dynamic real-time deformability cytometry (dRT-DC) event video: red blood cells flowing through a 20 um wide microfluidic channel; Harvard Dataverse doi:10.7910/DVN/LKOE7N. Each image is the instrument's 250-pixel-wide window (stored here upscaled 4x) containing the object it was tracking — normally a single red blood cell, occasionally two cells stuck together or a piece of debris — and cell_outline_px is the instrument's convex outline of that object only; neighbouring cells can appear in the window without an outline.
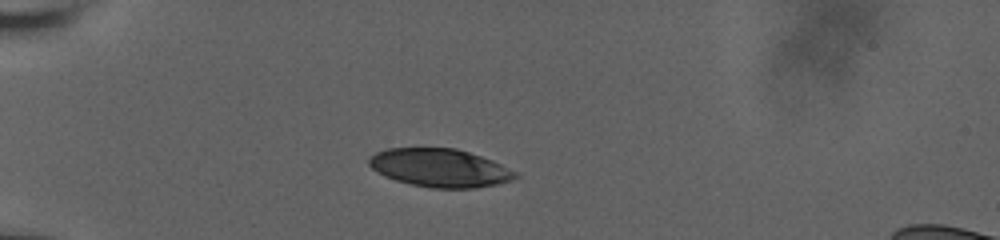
{"species": "human", "species_latin": "Homo sapiens", "temperature_condition": "room temperature", "stored_images_in_passage": 12, "camera_frame_rate_fps": 3000, "um_per_image_px": 0.085, "donor": {"sex": "male"}, "frame": {"image": 1, "passage_image": 2, "time_ms": 1.0, "image_size_px": [1000, 240], "cell_outline_px": [[520, 176], [512, 180], [496, 184], [476, 188], [432, 188], [412, 184], [396, 180], [384, 176], [376, 172], [368, 164], [368, 160], [376, 152], [388, 148], [456, 148], [492, 160], [516, 172]], "centroid_in_image_um": [37.38, 14.27], "position_along_channel_um": 47.6, "area_um2": 32.48}}
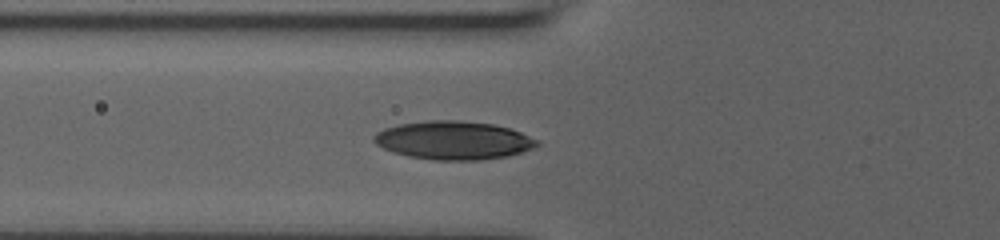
{"frame": {"image": 2, "passage_image": 8, "time_ms": 3.0, "image_size_px": [1000, 240], "cell_outline_px": [[540, 144], [536, 148], [508, 156], [480, 160], [432, 160], [408, 156], [392, 152], [376, 144], [372, 140], [372, 136], [376, 132], [384, 128], [400, 124], [428, 120], [456, 120], [492, 124], [508, 128], [520, 132], [540, 140]], "centroid_in_image_um": [38.55, 11.93], "position_along_channel_um": 87.2, "area_um2": 36.7}}
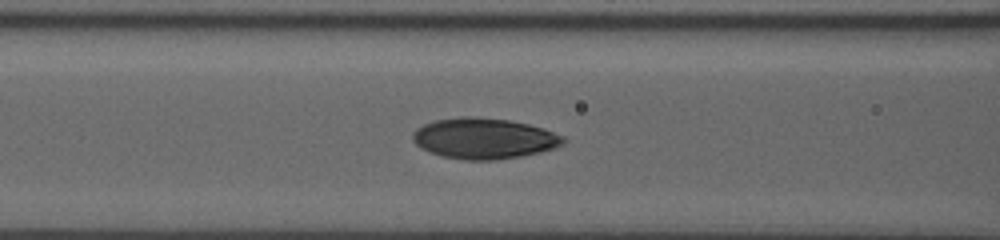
{"frame": {"image": 3, "passage_image": 11, "time_ms": 4.0, "image_size_px": [1000, 240], "cell_outline_px": [[568, 140], [564, 144], [540, 152], [520, 156], [496, 160], [464, 160], [440, 156], [428, 152], [420, 148], [412, 140], [412, 136], [416, 128], [424, 124], [436, 120], [464, 116], [472, 116], [508, 120], [528, 124], [544, 128], [564, 136]], "centroid_in_image_um": [41.13, 11.77], "position_along_channel_um": 125.5, "area_um2": 35.95}}